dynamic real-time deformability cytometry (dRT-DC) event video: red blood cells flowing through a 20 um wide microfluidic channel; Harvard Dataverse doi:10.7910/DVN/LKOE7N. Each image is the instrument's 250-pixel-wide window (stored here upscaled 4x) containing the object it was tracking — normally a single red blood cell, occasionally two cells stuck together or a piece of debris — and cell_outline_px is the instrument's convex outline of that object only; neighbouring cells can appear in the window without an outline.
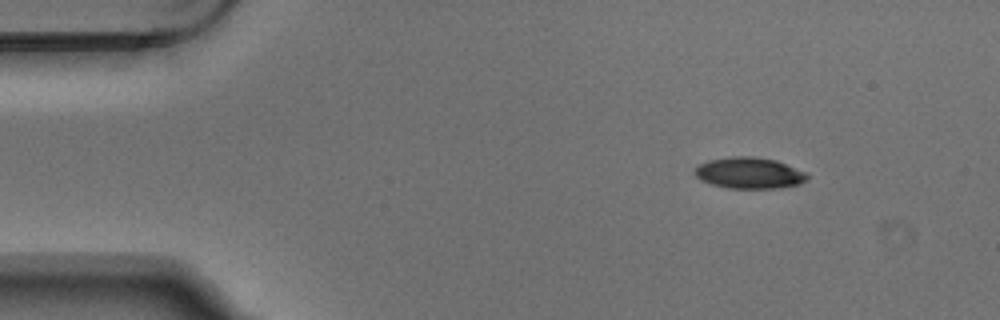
{"species": "Egyptian fruit bat (a non-hibernating species)", "species_latin": "Rousettus aegyptiacus", "temperature_condition": "warm", "stored_images_in_passage": 4, "camera_frame_rate_fps": 3000, "um_per_image_px": 0.085, "animal": {"sex": "male"}, "frame": {"image": 1, "passage_image": 1, "time_ms": 0.0, "image_size_px": [1000, 320], "cell_outline_px": [[808, 176], [800, 184], [776, 188], [728, 188], [712, 184], [700, 180], [692, 172], [700, 164], [708, 160], [732, 156], [756, 156], [776, 160], [804, 172]], "centroid_in_image_um": [63.64, 14.69], "position_along_channel_um": 21.4, "area_um2": 20.35}}
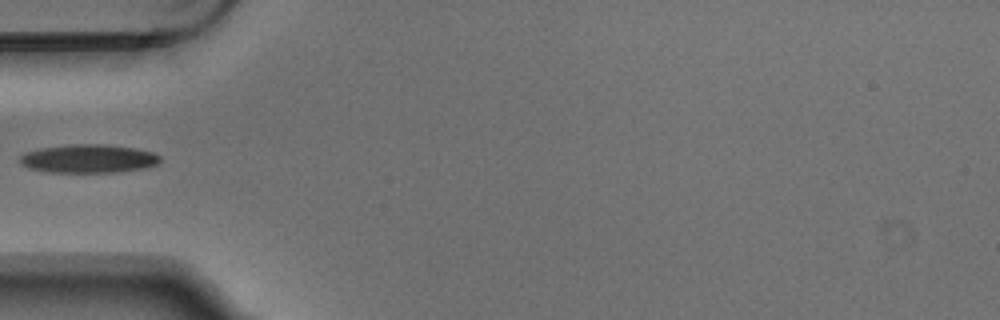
{"frame": {"image": 2, "passage_image": 4, "time_ms": 1.0, "image_size_px": [1000, 320], "cell_outline_px": [[160, 160], [156, 164], [148, 168], [116, 172], [48, 172], [28, 168], [20, 164], [20, 156], [24, 152], [40, 148], [68, 144], [104, 144], [136, 148], [152, 152], [160, 156]], "centroid_in_image_um": [7.51, 13.48], "position_along_channel_um": 77.5, "area_um2": 23.47}}